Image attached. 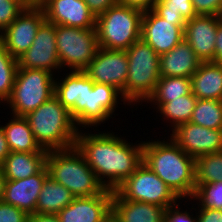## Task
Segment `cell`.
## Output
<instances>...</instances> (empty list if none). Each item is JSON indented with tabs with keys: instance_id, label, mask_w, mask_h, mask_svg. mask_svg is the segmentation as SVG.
I'll return each instance as SVG.
<instances>
[{
	"instance_id": "obj_4",
	"label": "cell",
	"mask_w": 222,
	"mask_h": 222,
	"mask_svg": "<svg viewBox=\"0 0 222 222\" xmlns=\"http://www.w3.org/2000/svg\"><path fill=\"white\" fill-rule=\"evenodd\" d=\"M24 118L42 149L64 150L75 146L79 128L55 95Z\"/></svg>"
},
{
	"instance_id": "obj_13",
	"label": "cell",
	"mask_w": 222,
	"mask_h": 222,
	"mask_svg": "<svg viewBox=\"0 0 222 222\" xmlns=\"http://www.w3.org/2000/svg\"><path fill=\"white\" fill-rule=\"evenodd\" d=\"M18 68L45 70L61 69L56 46V25L45 20L39 27L29 49L17 59Z\"/></svg>"
},
{
	"instance_id": "obj_17",
	"label": "cell",
	"mask_w": 222,
	"mask_h": 222,
	"mask_svg": "<svg viewBox=\"0 0 222 222\" xmlns=\"http://www.w3.org/2000/svg\"><path fill=\"white\" fill-rule=\"evenodd\" d=\"M222 16L197 15L186 22L184 39L202 62L212 61L215 54L217 27Z\"/></svg>"
},
{
	"instance_id": "obj_28",
	"label": "cell",
	"mask_w": 222,
	"mask_h": 222,
	"mask_svg": "<svg viewBox=\"0 0 222 222\" xmlns=\"http://www.w3.org/2000/svg\"><path fill=\"white\" fill-rule=\"evenodd\" d=\"M190 122L209 129H222V100L197 99Z\"/></svg>"
},
{
	"instance_id": "obj_8",
	"label": "cell",
	"mask_w": 222,
	"mask_h": 222,
	"mask_svg": "<svg viewBox=\"0 0 222 222\" xmlns=\"http://www.w3.org/2000/svg\"><path fill=\"white\" fill-rule=\"evenodd\" d=\"M54 75L45 70L18 68L11 97L6 102L11 116L24 117L54 96Z\"/></svg>"
},
{
	"instance_id": "obj_35",
	"label": "cell",
	"mask_w": 222,
	"mask_h": 222,
	"mask_svg": "<svg viewBox=\"0 0 222 222\" xmlns=\"http://www.w3.org/2000/svg\"><path fill=\"white\" fill-rule=\"evenodd\" d=\"M197 15L222 16V0H191Z\"/></svg>"
},
{
	"instance_id": "obj_1",
	"label": "cell",
	"mask_w": 222,
	"mask_h": 222,
	"mask_svg": "<svg viewBox=\"0 0 222 222\" xmlns=\"http://www.w3.org/2000/svg\"><path fill=\"white\" fill-rule=\"evenodd\" d=\"M78 131L75 146L105 188L116 190L143 163V141L133 145L115 133Z\"/></svg>"
},
{
	"instance_id": "obj_7",
	"label": "cell",
	"mask_w": 222,
	"mask_h": 222,
	"mask_svg": "<svg viewBox=\"0 0 222 222\" xmlns=\"http://www.w3.org/2000/svg\"><path fill=\"white\" fill-rule=\"evenodd\" d=\"M143 12L116 3L96 17L98 45L109 50H127L141 39Z\"/></svg>"
},
{
	"instance_id": "obj_40",
	"label": "cell",
	"mask_w": 222,
	"mask_h": 222,
	"mask_svg": "<svg viewBox=\"0 0 222 222\" xmlns=\"http://www.w3.org/2000/svg\"><path fill=\"white\" fill-rule=\"evenodd\" d=\"M211 62L222 64V19L220 20L217 27L215 54L214 59Z\"/></svg>"
},
{
	"instance_id": "obj_43",
	"label": "cell",
	"mask_w": 222,
	"mask_h": 222,
	"mask_svg": "<svg viewBox=\"0 0 222 222\" xmlns=\"http://www.w3.org/2000/svg\"><path fill=\"white\" fill-rule=\"evenodd\" d=\"M5 183H6V178L3 174L2 168L0 167V201L3 200Z\"/></svg>"
},
{
	"instance_id": "obj_18",
	"label": "cell",
	"mask_w": 222,
	"mask_h": 222,
	"mask_svg": "<svg viewBox=\"0 0 222 222\" xmlns=\"http://www.w3.org/2000/svg\"><path fill=\"white\" fill-rule=\"evenodd\" d=\"M40 6L46 20L55 25L95 28L96 17L84 0H45Z\"/></svg>"
},
{
	"instance_id": "obj_32",
	"label": "cell",
	"mask_w": 222,
	"mask_h": 222,
	"mask_svg": "<svg viewBox=\"0 0 222 222\" xmlns=\"http://www.w3.org/2000/svg\"><path fill=\"white\" fill-rule=\"evenodd\" d=\"M191 199L199 201V209L222 210V182L197 184Z\"/></svg>"
},
{
	"instance_id": "obj_25",
	"label": "cell",
	"mask_w": 222,
	"mask_h": 222,
	"mask_svg": "<svg viewBox=\"0 0 222 222\" xmlns=\"http://www.w3.org/2000/svg\"><path fill=\"white\" fill-rule=\"evenodd\" d=\"M74 198L75 196L68 189L48 176L38 196L36 213L57 215Z\"/></svg>"
},
{
	"instance_id": "obj_19",
	"label": "cell",
	"mask_w": 222,
	"mask_h": 222,
	"mask_svg": "<svg viewBox=\"0 0 222 222\" xmlns=\"http://www.w3.org/2000/svg\"><path fill=\"white\" fill-rule=\"evenodd\" d=\"M48 176L45 165L37 174L26 179L6 180L3 201L25 211L28 215L35 213L38 196Z\"/></svg>"
},
{
	"instance_id": "obj_21",
	"label": "cell",
	"mask_w": 222,
	"mask_h": 222,
	"mask_svg": "<svg viewBox=\"0 0 222 222\" xmlns=\"http://www.w3.org/2000/svg\"><path fill=\"white\" fill-rule=\"evenodd\" d=\"M201 60L183 39L171 51L160 55V75L164 77L191 76L198 70Z\"/></svg>"
},
{
	"instance_id": "obj_41",
	"label": "cell",
	"mask_w": 222,
	"mask_h": 222,
	"mask_svg": "<svg viewBox=\"0 0 222 222\" xmlns=\"http://www.w3.org/2000/svg\"><path fill=\"white\" fill-rule=\"evenodd\" d=\"M28 222H60L57 215L32 213L28 215Z\"/></svg>"
},
{
	"instance_id": "obj_9",
	"label": "cell",
	"mask_w": 222,
	"mask_h": 222,
	"mask_svg": "<svg viewBox=\"0 0 222 222\" xmlns=\"http://www.w3.org/2000/svg\"><path fill=\"white\" fill-rule=\"evenodd\" d=\"M56 46L61 68L83 71L99 48L95 28L56 25Z\"/></svg>"
},
{
	"instance_id": "obj_24",
	"label": "cell",
	"mask_w": 222,
	"mask_h": 222,
	"mask_svg": "<svg viewBox=\"0 0 222 222\" xmlns=\"http://www.w3.org/2000/svg\"><path fill=\"white\" fill-rule=\"evenodd\" d=\"M7 139L10 152H48L40 147L24 117L13 116L5 125H1Z\"/></svg>"
},
{
	"instance_id": "obj_39",
	"label": "cell",
	"mask_w": 222,
	"mask_h": 222,
	"mask_svg": "<svg viewBox=\"0 0 222 222\" xmlns=\"http://www.w3.org/2000/svg\"><path fill=\"white\" fill-rule=\"evenodd\" d=\"M156 1L157 0H118V3L142 12H147L153 9Z\"/></svg>"
},
{
	"instance_id": "obj_16",
	"label": "cell",
	"mask_w": 222,
	"mask_h": 222,
	"mask_svg": "<svg viewBox=\"0 0 222 222\" xmlns=\"http://www.w3.org/2000/svg\"><path fill=\"white\" fill-rule=\"evenodd\" d=\"M112 196L106 188L98 195L75 197L57 216L60 222H105L112 214Z\"/></svg>"
},
{
	"instance_id": "obj_36",
	"label": "cell",
	"mask_w": 222,
	"mask_h": 222,
	"mask_svg": "<svg viewBox=\"0 0 222 222\" xmlns=\"http://www.w3.org/2000/svg\"><path fill=\"white\" fill-rule=\"evenodd\" d=\"M174 204L172 206H169L165 210V218L164 222H198L197 215L193 216L194 214L190 215V212L188 210H180V203Z\"/></svg>"
},
{
	"instance_id": "obj_10",
	"label": "cell",
	"mask_w": 222,
	"mask_h": 222,
	"mask_svg": "<svg viewBox=\"0 0 222 222\" xmlns=\"http://www.w3.org/2000/svg\"><path fill=\"white\" fill-rule=\"evenodd\" d=\"M116 191L125 200L155 204L166 209L181 200L144 163Z\"/></svg>"
},
{
	"instance_id": "obj_6",
	"label": "cell",
	"mask_w": 222,
	"mask_h": 222,
	"mask_svg": "<svg viewBox=\"0 0 222 222\" xmlns=\"http://www.w3.org/2000/svg\"><path fill=\"white\" fill-rule=\"evenodd\" d=\"M125 51L128 59L125 101L130 106L146 102L154 92L161 77L160 55L142 39L133 43Z\"/></svg>"
},
{
	"instance_id": "obj_34",
	"label": "cell",
	"mask_w": 222,
	"mask_h": 222,
	"mask_svg": "<svg viewBox=\"0 0 222 222\" xmlns=\"http://www.w3.org/2000/svg\"><path fill=\"white\" fill-rule=\"evenodd\" d=\"M0 222H28V214L2 200L0 201Z\"/></svg>"
},
{
	"instance_id": "obj_45",
	"label": "cell",
	"mask_w": 222,
	"mask_h": 222,
	"mask_svg": "<svg viewBox=\"0 0 222 222\" xmlns=\"http://www.w3.org/2000/svg\"><path fill=\"white\" fill-rule=\"evenodd\" d=\"M105 222H119L112 214L105 220Z\"/></svg>"
},
{
	"instance_id": "obj_20",
	"label": "cell",
	"mask_w": 222,
	"mask_h": 222,
	"mask_svg": "<svg viewBox=\"0 0 222 222\" xmlns=\"http://www.w3.org/2000/svg\"><path fill=\"white\" fill-rule=\"evenodd\" d=\"M165 207L125 200L116 190L112 196V215L119 222H164Z\"/></svg>"
},
{
	"instance_id": "obj_15",
	"label": "cell",
	"mask_w": 222,
	"mask_h": 222,
	"mask_svg": "<svg viewBox=\"0 0 222 222\" xmlns=\"http://www.w3.org/2000/svg\"><path fill=\"white\" fill-rule=\"evenodd\" d=\"M171 133L168 137L193 158L222 151V129H209L186 122Z\"/></svg>"
},
{
	"instance_id": "obj_2",
	"label": "cell",
	"mask_w": 222,
	"mask_h": 222,
	"mask_svg": "<svg viewBox=\"0 0 222 222\" xmlns=\"http://www.w3.org/2000/svg\"><path fill=\"white\" fill-rule=\"evenodd\" d=\"M57 80L55 78L54 95L70 111L79 129L104 124L112 118L123 98L118 89L108 84L95 83L84 71L73 70Z\"/></svg>"
},
{
	"instance_id": "obj_44",
	"label": "cell",
	"mask_w": 222,
	"mask_h": 222,
	"mask_svg": "<svg viewBox=\"0 0 222 222\" xmlns=\"http://www.w3.org/2000/svg\"><path fill=\"white\" fill-rule=\"evenodd\" d=\"M27 6H40L42 4V0H21Z\"/></svg>"
},
{
	"instance_id": "obj_23",
	"label": "cell",
	"mask_w": 222,
	"mask_h": 222,
	"mask_svg": "<svg viewBox=\"0 0 222 222\" xmlns=\"http://www.w3.org/2000/svg\"><path fill=\"white\" fill-rule=\"evenodd\" d=\"M48 152H10L2 168L6 180L26 179L46 165Z\"/></svg>"
},
{
	"instance_id": "obj_11",
	"label": "cell",
	"mask_w": 222,
	"mask_h": 222,
	"mask_svg": "<svg viewBox=\"0 0 222 222\" xmlns=\"http://www.w3.org/2000/svg\"><path fill=\"white\" fill-rule=\"evenodd\" d=\"M46 20L41 6H27L2 32L0 41L9 54L18 59L32 45L40 25Z\"/></svg>"
},
{
	"instance_id": "obj_5",
	"label": "cell",
	"mask_w": 222,
	"mask_h": 222,
	"mask_svg": "<svg viewBox=\"0 0 222 222\" xmlns=\"http://www.w3.org/2000/svg\"><path fill=\"white\" fill-rule=\"evenodd\" d=\"M46 167L49 177L62 184L75 197L98 195L106 189L76 146L48 151Z\"/></svg>"
},
{
	"instance_id": "obj_14",
	"label": "cell",
	"mask_w": 222,
	"mask_h": 222,
	"mask_svg": "<svg viewBox=\"0 0 222 222\" xmlns=\"http://www.w3.org/2000/svg\"><path fill=\"white\" fill-rule=\"evenodd\" d=\"M185 25L186 21L164 20L151 9L143 12L141 39L161 55L171 51L184 39Z\"/></svg>"
},
{
	"instance_id": "obj_12",
	"label": "cell",
	"mask_w": 222,
	"mask_h": 222,
	"mask_svg": "<svg viewBox=\"0 0 222 222\" xmlns=\"http://www.w3.org/2000/svg\"><path fill=\"white\" fill-rule=\"evenodd\" d=\"M95 83L108 84L118 89L125 105V84L128 75V59L125 50H109L99 47L94 59L83 70Z\"/></svg>"
},
{
	"instance_id": "obj_26",
	"label": "cell",
	"mask_w": 222,
	"mask_h": 222,
	"mask_svg": "<svg viewBox=\"0 0 222 222\" xmlns=\"http://www.w3.org/2000/svg\"><path fill=\"white\" fill-rule=\"evenodd\" d=\"M192 93L191 79L186 77H164L158 80L154 92L147 99L158 110L164 103L172 101L180 96ZM155 104V105H154Z\"/></svg>"
},
{
	"instance_id": "obj_3",
	"label": "cell",
	"mask_w": 222,
	"mask_h": 222,
	"mask_svg": "<svg viewBox=\"0 0 222 222\" xmlns=\"http://www.w3.org/2000/svg\"><path fill=\"white\" fill-rule=\"evenodd\" d=\"M143 163L181 200H191L196 186L195 158L186 154L171 137L143 141Z\"/></svg>"
},
{
	"instance_id": "obj_31",
	"label": "cell",
	"mask_w": 222,
	"mask_h": 222,
	"mask_svg": "<svg viewBox=\"0 0 222 222\" xmlns=\"http://www.w3.org/2000/svg\"><path fill=\"white\" fill-rule=\"evenodd\" d=\"M17 69V59L9 54L0 41V104L6 103L11 97Z\"/></svg>"
},
{
	"instance_id": "obj_27",
	"label": "cell",
	"mask_w": 222,
	"mask_h": 222,
	"mask_svg": "<svg viewBox=\"0 0 222 222\" xmlns=\"http://www.w3.org/2000/svg\"><path fill=\"white\" fill-rule=\"evenodd\" d=\"M196 102L197 97L191 93L164 103L157 112L171 124L170 128L172 127L171 130L173 131L180 124L190 122Z\"/></svg>"
},
{
	"instance_id": "obj_38",
	"label": "cell",
	"mask_w": 222,
	"mask_h": 222,
	"mask_svg": "<svg viewBox=\"0 0 222 222\" xmlns=\"http://www.w3.org/2000/svg\"><path fill=\"white\" fill-rule=\"evenodd\" d=\"M197 211L195 213L197 214L198 222H222V210L197 209Z\"/></svg>"
},
{
	"instance_id": "obj_33",
	"label": "cell",
	"mask_w": 222,
	"mask_h": 222,
	"mask_svg": "<svg viewBox=\"0 0 222 222\" xmlns=\"http://www.w3.org/2000/svg\"><path fill=\"white\" fill-rule=\"evenodd\" d=\"M27 7L21 0H0V33Z\"/></svg>"
},
{
	"instance_id": "obj_42",
	"label": "cell",
	"mask_w": 222,
	"mask_h": 222,
	"mask_svg": "<svg viewBox=\"0 0 222 222\" xmlns=\"http://www.w3.org/2000/svg\"><path fill=\"white\" fill-rule=\"evenodd\" d=\"M9 153L10 149L8 147L7 139L5 137L2 126L0 125V166L3 164Z\"/></svg>"
},
{
	"instance_id": "obj_22",
	"label": "cell",
	"mask_w": 222,
	"mask_h": 222,
	"mask_svg": "<svg viewBox=\"0 0 222 222\" xmlns=\"http://www.w3.org/2000/svg\"><path fill=\"white\" fill-rule=\"evenodd\" d=\"M190 79L197 99L222 100V64L201 62Z\"/></svg>"
},
{
	"instance_id": "obj_29",
	"label": "cell",
	"mask_w": 222,
	"mask_h": 222,
	"mask_svg": "<svg viewBox=\"0 0 222 222\" xmlns=\"http://www.w3.org/2000/svg\"><path fill=\"white\" fill-rule=\"evenodd\" d=\"M222 182V151L195 158V184Z\"/></svg>"
},
{
	"instance_id": "obj_30",
	"label": "cell",
	"mask_w": 222,
	"mask_h": 222,
	"mask_svg": "<svg viewBox=\"0 0 222 222\" xmlns=\"http://www.w3.org/2000/svg\"><path fill=\"white\" fill-rule=\"evenodd\" d=\"M152 10L169 21L187 22L197 16L191 0H157Z\"/></svg>"
},
{
	"instance_id": "obj_37",
	"label": "cell",
	"mask_w": 222,
	"mask_h": 222,
	"mask_svg": "<svg viewBox=\"0 0 222 222\" xmlns=\"http://www.w3.org/2000/svg\"><path fill=\"white\" fill-rule=\"evenodd\" d=\"M91 13L98 17L103 14L109 7L118 3V0H84Z\"/></svg>"
}]
</instances>
